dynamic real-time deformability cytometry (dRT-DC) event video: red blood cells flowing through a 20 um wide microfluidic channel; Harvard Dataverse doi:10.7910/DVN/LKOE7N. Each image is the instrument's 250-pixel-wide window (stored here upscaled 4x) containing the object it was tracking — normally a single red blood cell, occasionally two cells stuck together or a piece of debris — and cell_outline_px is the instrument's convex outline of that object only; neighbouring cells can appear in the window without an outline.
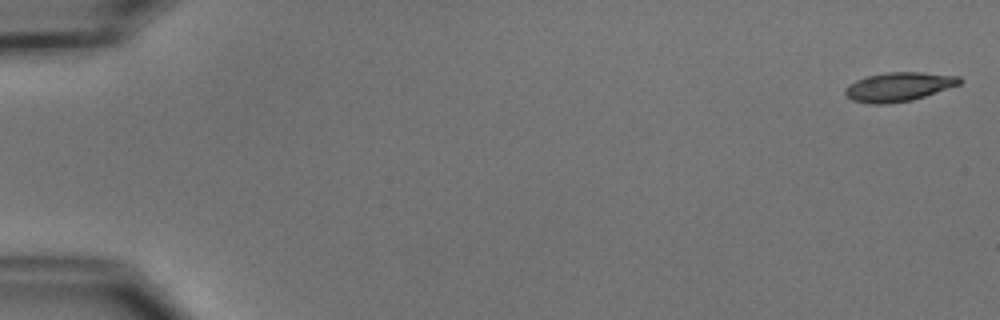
{"species": "common noctule bat (a hibernating species)", "species_latin": "Nyctalus noctula", "temperature_condition": "cold", "stored_images_in_passage": 5, "camera_frame_rate_fps": 3000, "um_per_image_px": 0.085, "animal": {"sex": "male", "body_mass_g": 15.6}, "frame": {"image": 1, "passage_image": 1, "time_ms": 0.0, "image_size_px": [1000, 320], "cell_outline_px": [[964, 80], [960, 84], [912, 100], [888, 104], [872, 104], [852, 100], [844, 92], [844, 88], [848, 84], [864, 76], [888, 72], [920, 72], [960, 76]], "centroid_in_image_um": [76.37, 7.37], "position_along_channel_um": 8.6, "area_um2": 19.42}}
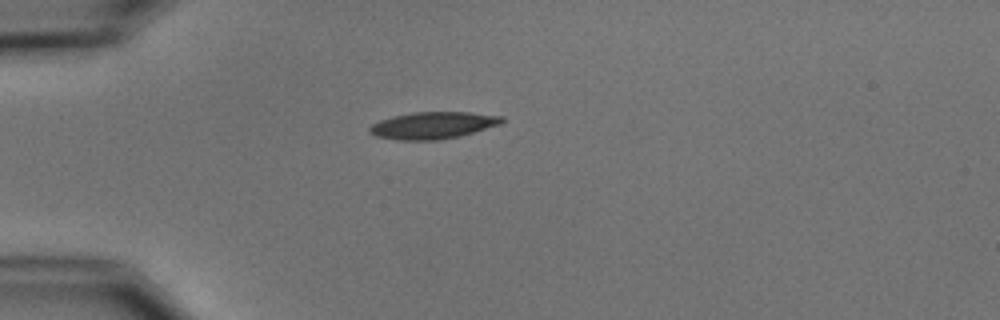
{"frame": {"image": 2, "passage_image": 5, "time_ms": 4.667, "image_size_px": [1000, 320], "cell_outline_px": [[504, 120], [500, 124], [460, 136], [436, 140], [396, 140], [376, 136], [368, 132], [368, 128], [372, 124], [380, 120], [392, 116], [412, 112], [468, 112], [504, 116]], "centroid_in_image_um": [36.77, 10.65], "position_along_channel_um": 48.2, "area_um2": 20.81}}